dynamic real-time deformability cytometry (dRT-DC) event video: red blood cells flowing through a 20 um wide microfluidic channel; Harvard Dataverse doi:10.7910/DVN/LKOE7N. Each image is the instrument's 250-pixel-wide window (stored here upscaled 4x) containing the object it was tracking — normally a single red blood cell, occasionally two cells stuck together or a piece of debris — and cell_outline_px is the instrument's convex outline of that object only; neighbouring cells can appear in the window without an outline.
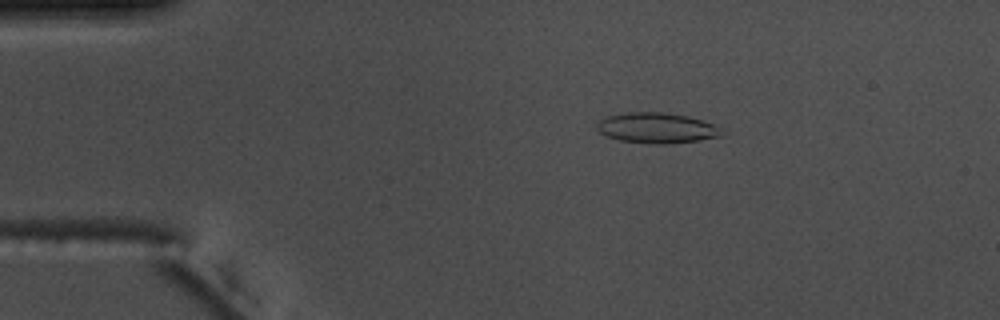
{"species": "common noctule bat (a hibernating species)", "species_latin": "Nyctalus noctula", "temperature_condition": "warm", "stored_images_in_passage": 46, "camera_frame_rate_fps": 3000, "um_per_image_px": 0.085, "animal": {"sex": "male", "body_mass_g": 17.5, "forearm_length_mm": 52.3}, "frame": {"image": 1, "passage_image": 2, "time_ms": 0.333, "image_size_px": [1000, 320], "cell_outline_px": [[724, 136], [700, 140], [664, 144], [656, 144], [620, 140], [604, 136], [596, 128], [596, 124], [600, 120], [608, 116], [628, 112], [660, 112], [688, 116], [712, 124], [720, 128]], "centroid_in_image_um": [55.81, 10.88], "position_along_channel_um": 29.2, "area_um2": 22.02}}
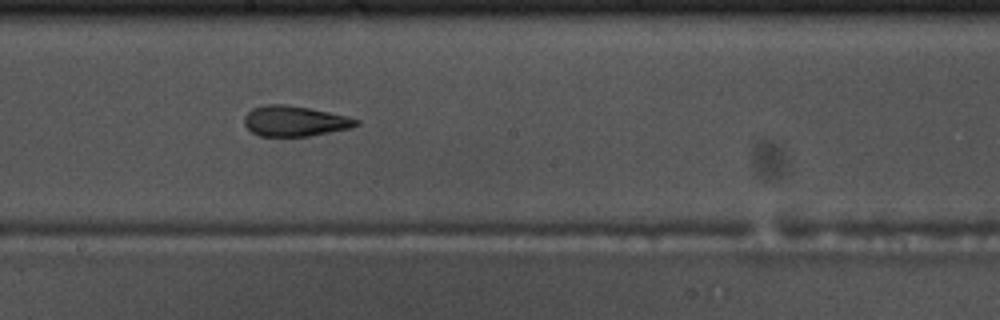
{"frame": {"image": 2, "passage_image": 22, "time_ms": 7.0, "image_size_px": [1000, 320], "cell_outline_px": [[360, 124], [352, 128], [308, 136], [260, 136], [252, 132], [244, 124], [244, 116], [252, 108], [264, 104], [288, 104], [328, 112], [360, 120]], "centroid_in_image_um": [25.03, 10.29], "position_along_channel_um": 223.2, "area_um2": 19.83}}
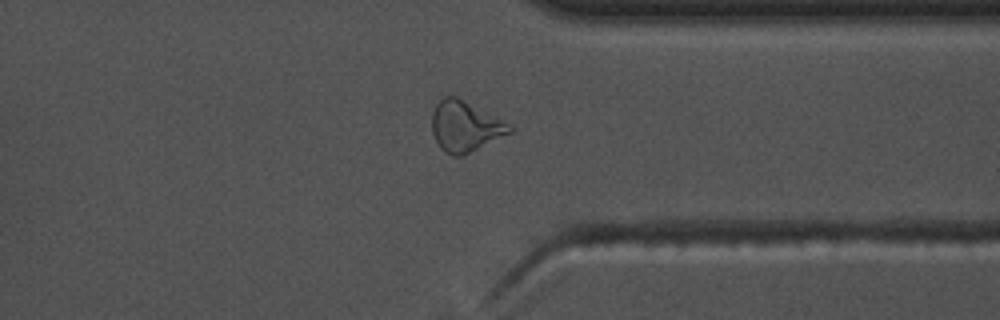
{"frame": {"image": 3, "passage_image": 34, "time_ms": 11.0, "image_size_px": [1000, 320], "cell_outline_px": [[512, 132], [464, 156], [452, 156], [444, 152], [440, 148], [432, 132], [432, 112], [436, 104], [444, 96], [456, 96], [508, 124], [512, 128]], "centroid_in_image_um": [39.49, 10.77], "position_along_channel_um": 371.9, "area_um2": 22.6}, "authors_computed_cell_mechanics": {"area_um2": 20.8658, "velocity_mm_per_s": 3.7663, "shape_relaxation_time_tau1_ms": null, "shape_relaxation_time_tau2_ms": 2.4673, "deformation_change_tau1": null, "deformation_change_tau2": 0.121}}